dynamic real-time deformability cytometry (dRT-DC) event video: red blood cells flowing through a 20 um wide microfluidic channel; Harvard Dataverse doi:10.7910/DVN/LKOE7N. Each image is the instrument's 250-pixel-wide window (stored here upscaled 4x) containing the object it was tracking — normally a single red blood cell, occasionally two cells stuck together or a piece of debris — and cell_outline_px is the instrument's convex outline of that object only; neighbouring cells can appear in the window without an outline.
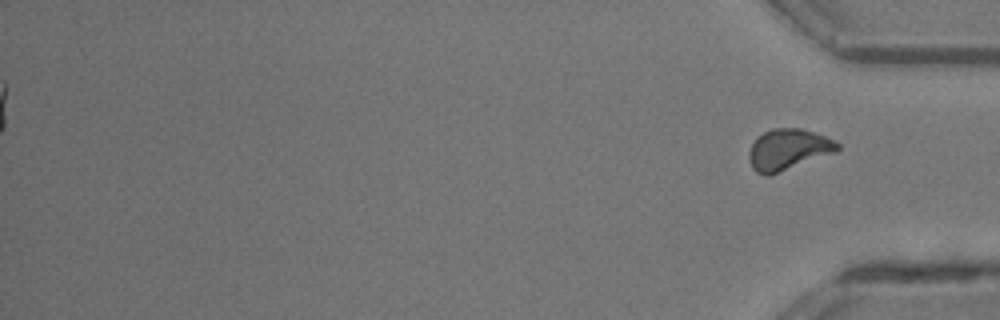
{"species": "common noctule bat (a hibernating species)", "species_latin": "Nyctalus noctula", "temperature_condition": "room temperature", "stored_images_in_passage": 41, "segment_of_instrument_passage": [2, 2], "camera_frame_rate_fps": 3000, "um_per_image_px": 0.085, "animal": {"sex": "male", "body_mass_g": 13.3}, "frame": {"image": 1, "passage_image": 41, "time_ms": 13.333, "image_size_px": [1000, 320], "cell_outline_px": [[840, 148], [836, 152], [768, 176], [764, 176], [756, 172], [752, 168], [748, 160], [748, 152], [756, 136], [772, 128], [800, 128], [836, 140], [840, 144]], "centroid_in_image_um": [66.97, 12.71], "position_along_channel_um": 368.2, "area_um2": 21.27}}